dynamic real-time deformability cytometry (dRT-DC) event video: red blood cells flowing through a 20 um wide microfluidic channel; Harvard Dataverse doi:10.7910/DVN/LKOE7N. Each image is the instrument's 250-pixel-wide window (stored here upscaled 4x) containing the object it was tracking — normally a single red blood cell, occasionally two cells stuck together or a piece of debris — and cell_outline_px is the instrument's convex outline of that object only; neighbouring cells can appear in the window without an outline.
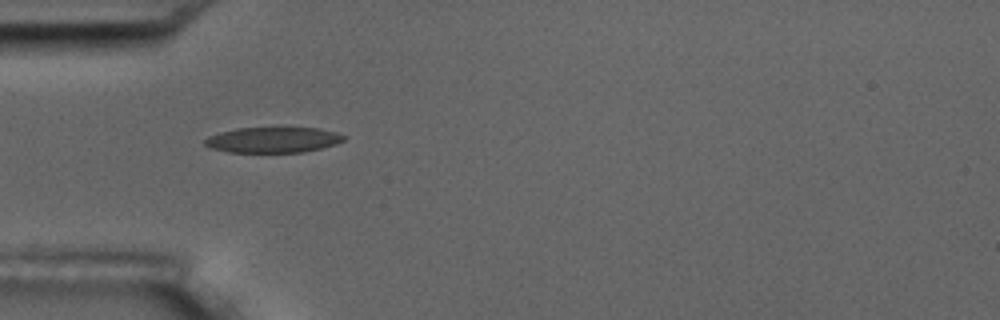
{"species": "common noctule bat (a hibernating species)", "species_latin": "Nyctalus noctula", "temperature_condition": "room temperature", "stored_images_in_passage": 5, "camera_frame_rate_fps": 3000, "um_per_image_px": 0.085, "animal": {"sex": "male", "body_mass_g": 17.5, "forearm_length_mm": 52.3}, "frame": {"image": 1, "passage_image": 5, "time_ms": 5.667, "image_size_px": [1000, 320], "cell_outline_px": [[344, 140], [336, 144], [304, 152], [228, 152], [208, 148], [204, 144], [204, 140], [208, 136], [220, 132], [236, 128], [316, 128], [336, 132], [344, 136]], "centroid_in_image_um": [23.15, 11.89], "position_along_channel_um": 61.8, "area_um2": 20.63}}